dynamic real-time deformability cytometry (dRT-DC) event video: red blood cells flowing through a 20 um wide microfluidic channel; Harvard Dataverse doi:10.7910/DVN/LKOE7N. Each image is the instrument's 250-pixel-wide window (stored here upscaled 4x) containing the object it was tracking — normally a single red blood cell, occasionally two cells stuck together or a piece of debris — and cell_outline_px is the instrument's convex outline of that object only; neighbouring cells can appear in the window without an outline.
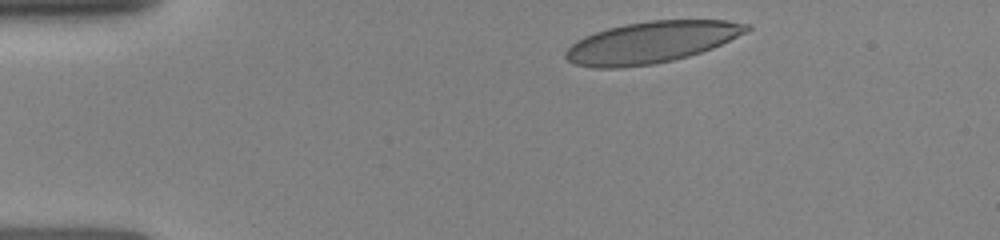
{"species": "human", "species_latin": "Homo sapiens", "temperature_condition": "room temperature", "stored_images_in_passage": 62, "camera_frame_rate_fps": 3000, "um_per_image_px": 0.085, "donor": {"sex": "female"}, "frame": {"image": 1, "passage_image": 1, "time_ms": 0.0, "image_size_px": [1000, 240], "cell_outline_px": [[752, 28], [748, 32], [712, 48], [688, 56], [672, 60], [652, 64], [620, 68], [592, 68], [576, 64], [568, 60], [564, 56], [564, 52], [576, 40], [584, 36], [608, 28], [624, 24], [648, 20], [724, 20], [752, 24]], "centroid_in_image_um": [55.37, 3.59], "position_along_channel_um": 29.6, "area_um2": 43.87}}
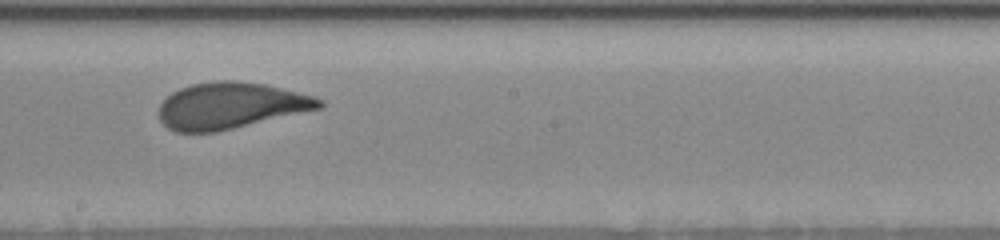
{"frame": {"image": 2, "passage_image": 28, "time_ms": 6.333, "image_size_px": [1000, 240], "cell_outline_px": [[324, 104], [320, 108], [216, 132], [176, 132], [168, 128], [160, 120], [160, 104], [172, 92], [180, 88], [192, 84], [220, 80], [232, 80], [264, 84], [312, 96], [324, 100]], "centroid_in_image_um": [19.57, 8.98], "position_along_channel_um": 228.6, "area_um2": 42.71}}
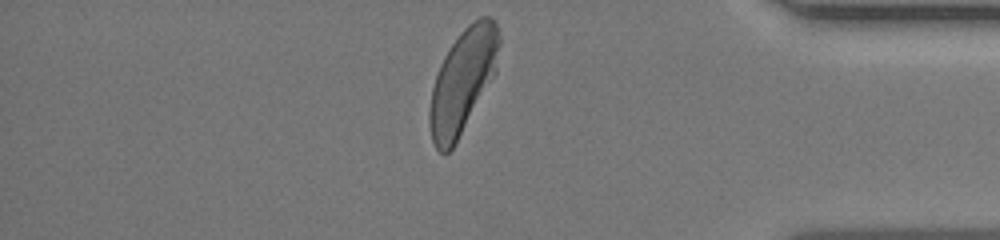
{"frame": {"image": 3, "passage_image": 57, "time_ms": 11.0, "image_size_px": [1000, 240], "cell_outline_px": [[500, 44], [496, 72], [452, 148], [448, 152], [440, 152], [436, 148], [432, 140], [428, 120], [428, 112], [432, 88], [440, 64], [444, 56], [460, 32], [468, 24], [480, 16], [488, 16], [496, 20], [500, 36]], "centroid_in_image_um": [39.34, 6.84], "position_along_channel_um": 395.9, "area_um2": 41.79}}